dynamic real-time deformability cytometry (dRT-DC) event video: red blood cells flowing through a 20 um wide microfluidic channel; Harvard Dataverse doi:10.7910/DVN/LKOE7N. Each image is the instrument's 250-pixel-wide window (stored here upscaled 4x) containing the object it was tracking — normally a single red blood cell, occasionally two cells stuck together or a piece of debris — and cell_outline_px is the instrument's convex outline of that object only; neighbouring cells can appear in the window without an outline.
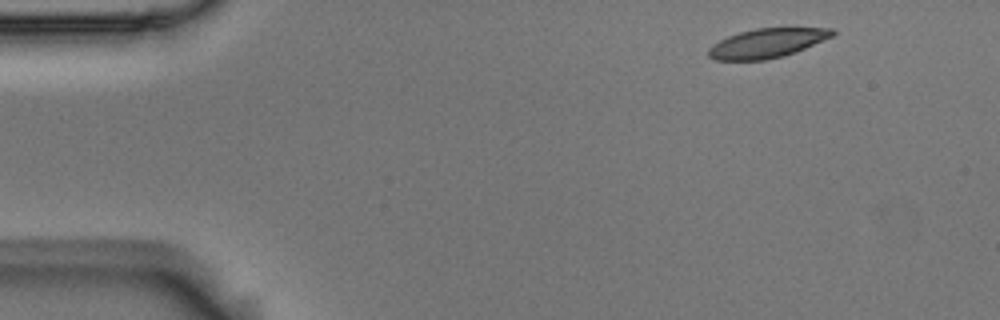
{"species": "Egyptian fruit bat (a non-hibernating species)", "species_latin": "Rousettus aegyptiacus", "temperature_condition": "room temperature", "stored_images_in_passage": 5, "camera_frame_rate_fps": 3000, "um_per_image_px": 0.085, "animal": {"sex": "male"}, "frame": {"image": 1, "passage_image": 1, "time_ms": 0.0, "image_size_px": [1000, 320], "cell_outline_px": [[836, 32], [832, 36], [804, 48], [780, 56], [764, 60], [716, 60], [708, 56], [708, 48], [712, 44], [728, 36], [740, 32], [756, 28], [832, 28]], "centroid_in_image_um": [65.15, 3.66], "position_along_channel_um": 19.9, "area_um2": 20.75}}
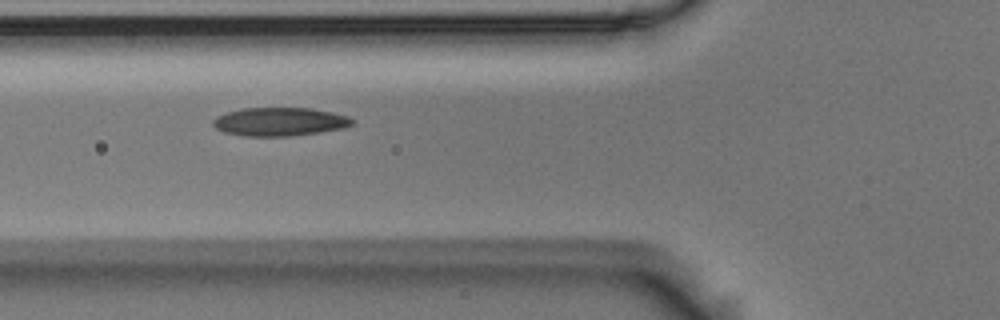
{"frame": {"image": 2, "passage_image": 5, "time_ms": 1.333, "image_size_px": [1000, 320], "cell_outline_px": [[356, 124], [344, 128], [320, 132], [288, 136], [244, 136], [224, 132], [216, 128], [212, 124], [212, 120], [216, 116], [240, 108], [312, 108], [332, 112], [348, 116], [356, 120]], "centroid_in_image_um": [23.81, 10.34], "position_along_channel_um": 102.0, "area_um2": 23.29}}